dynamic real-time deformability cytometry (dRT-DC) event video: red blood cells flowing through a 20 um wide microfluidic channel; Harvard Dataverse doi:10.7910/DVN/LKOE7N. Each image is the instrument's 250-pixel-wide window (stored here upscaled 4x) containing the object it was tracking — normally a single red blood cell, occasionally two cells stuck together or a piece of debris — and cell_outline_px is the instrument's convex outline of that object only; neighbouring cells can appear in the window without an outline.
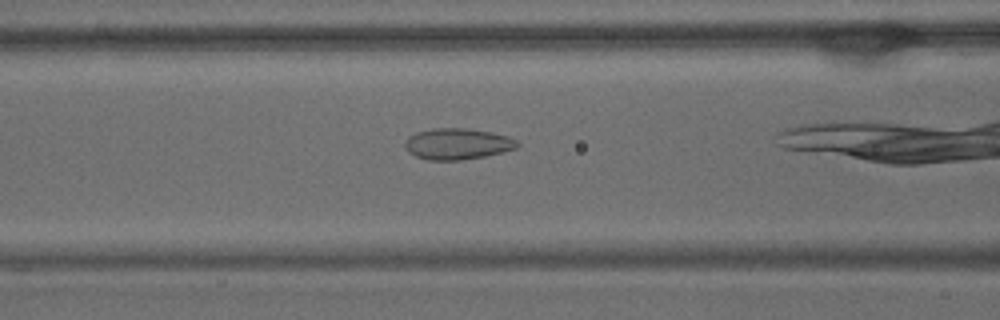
{"species": "common noctule bat (a hibernating species)", "species_latin": "Nyctalus noctula", "temperature_condition": "warm", "stored_images_in_passage": 31, "camera_frame_rate_fps": 3000, "um_per_image_px": 0.085, "animal": {"sex": "male", "body_mass_g": 15.6}, "frame": {"image": 1, "passage_image": 10, "time_ms": 3.0, "image_size_px": [1000, 320], "cell_outline_px": [[520, 144], [516, 148], [484, 156], [460, 160], [428, 160], [416, 156], [408, 152], [404, 144], [404, 140], [408, 136], [416, 132], [432, 128], [464, 128], [492, 132], [508, 136], [516, 140]], "centroid_in_image_um": [38.84, 12.22], "position_along_channel_um": 127.8, "area_um2": 20.4}}
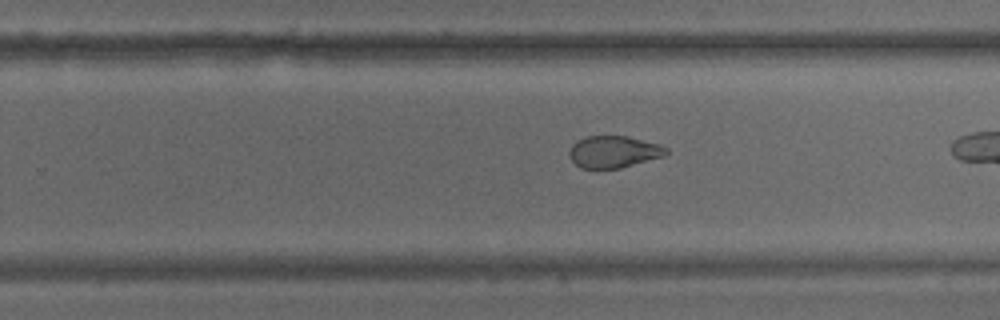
{"frame": {"image": 2, "passage_image": 22, "time_ms": 7.0, "image_size_px": [1000, 320], "cell_outline_px": [[668, 152], [664, 156], [620, 168], [580, 168], [572, 160], [568, 152], [572, 144], [576, 140], [588, 136], [628, 136], [660, 144], [668, 148]], "centroid_in_image_um": [52.17, 12.89], "position_along_channel_um": 277.6, "area_um2": 18.03}}
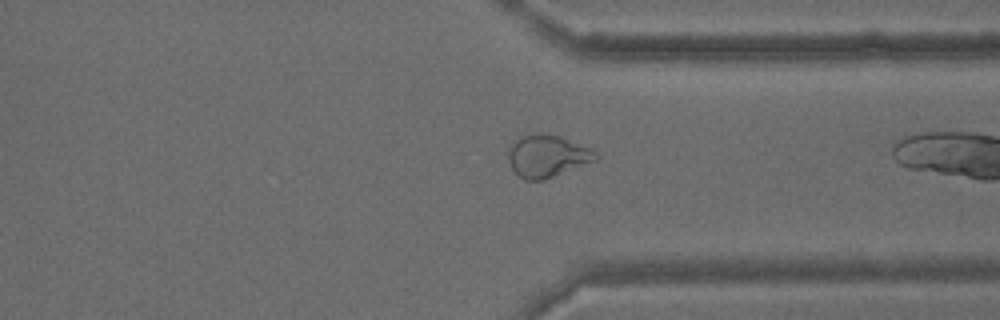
{"frame": {"image": 3, "passage_image": 29, "time_ms": 9.333, "image_size_px": [1000, 320], "cell_outline_px": [[600, 156], [596, 160], [544, 180], [524, 180], [512, 168], [508, 160], [508, 152], [512, 144], [520, 136], [560, 136], [592, 148]], "centroid_in_image_um": [46.55, 13.3], "position_along_channel_um": 364.8, "area_um2": 20.98}}